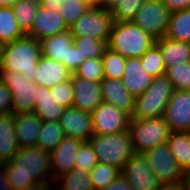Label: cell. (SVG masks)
<instances>
[{
	"label": "cell",
	"instance_id": "1",
	"mask_svg": "<svg viewBox=\"0 0 190 190\" xmlns=\"http://www.w3.org/2000/svg\"><path fill=\"white\" fill-rule=\"evenodd\" d=\"M6 177L13 190H21L36 182L54 184L51 174V154L40 147H24L4 163Z\"/></svg>",
	"mask_w": 190,
	"mask_h": 190
},
{
	"label": "cell",
	"instance_id": "2",
	"mask_svg": "<svg viewBox=\"0 0 190 190\" xmlns=\"http://www.w3.org/2000/svg\"><path fill=\"white\" fill-rule=\"evenodd\" d=\"M155 41L154 37L133 21L113 22L107 48L126 59L140 58L155 44Z\"/></svg>",
	"mask_w": 190,
	"mask_h": 190
},
{
	"label": "cell",
	"instance_id": "3",
	"mask_svg": "<svg viewBox=\"0 0 190 190\" xmlns=\"http://www.w3.org/2000/svg\"><path fill=\"white\" fill-rule=\"evenodd\" d=\"M40 56V41L25 35L5 44L0 70L23 73L28 80L34 81Z\"/></svg>",
	"mask_w": 190,
	"mask_h": 190
},
{
	"label": "cell",
	"instance_id": "4",
	"mask_svg": "<svg viewBox=\"0 0 190 190\" xmlns=\"http://www.w3.org/2000/svg\"><path fill=\"white\" fill-rule=\"evenodd\" d=\"M89 142L100 163L115 166L120 170L135 153L128 130L111 135L93 134Z\"/></svg>",
	"mask_w": 190,
	"mask_h": 190
},
{
	"label": "cell",
	"instance_id": "5",
	"mask_svg": "<svg viewBox=\"0 0 190 190\" xmlns=\"http://www.w3.org/2000/svg\"><path fill=\"white\" fill-rule=\"evenodd\" d=\"M174 88L166 75L152 79L146 91L136 97L131 120L162 116Z\"/></svg>",
	"mask_w": 190,
	"mask_h": 190
},
{
	"label": "cell",
	"instance_id": "6",
	"mask_svg": "<svg viewBox=\"0 0 190 190\" xmlns=\"http://www.w3.org/2000/svg\"><path fill=\"white\" fill-rule=\"evenodd\" d=\"M128 131L134 152L142 154L151 148L167 143L171 133L163 115L130 120Z\"/></svg>",
	"mask_w": 190,
	"mask_h": 190
},
{
	"label": "cell",
	"instance_id": "7",
	"mask_svg": "<svg viewBox=\"0 0 190 190\" xmlns=\"http://www.w3.org/2000/svg\"><path fill=\"white\" fill-rule=\"evenodd\" d=\"M0 80L12 93V114L34 111L38 95V85L34 81L28 80L23 73L9 70H0Z\"/></svg>",
	"mask_w": 190,
	"mask_h": 190
},
{
	"label": "cell",
	"instance_id": "8",
	"mask_svg": "<svg viewBox=\"0 0 190 190\" xmlns=\"http://www.w3.org/2000/svg\"><path fill=\"white\" fill-rule=\"evenodd\" d=\"M112 24L111 11L94 6L75 21L69 31L73 38L88 36L108 43Z\"/></svg>",
	"mask_w": 190,
	"mask_h": 190
},
{
	"label": "cell",
	"instance_id": "9",
	"mask_svg": "<svg viewBox=\"0 0 190 190\" xmlns=\"http://www.w3.org/2000/svg\"><path fill=\"white\" fill-rule=\"evenodd\" d=\"M143 155L162 185H174L184 181V171L173 157L167 143L151 148Z\"/></svg>",
	"mask_w": 190,
	"mask_h": 190
},
{
	"label": "cell",
	"instance_id": "10",
	"mask_svg": "<svg viewBox=\"0 0 190 190\" xmlns=\"http://www.w3.org/2000/svg\"><path fill=\"white\" fill-rule=\"evenodd\" d=\"M170 12L161 0H146L133 22L156 40L165 36Z\"/></svg>",
	"mask_w": 190,
	"mask_h": 190
},
{
	"label": "cell",
	"instance_id": "11",
	"mask_svg": "<svg viewBox=\"0 0 190 190\" xmlns=\"http://www.w3.org/2000/svg\"><path fill=\"white\" fill-rule=\"evenodd\" d=\"M93 134L111 135L127 131L131 117L112 104L101 102L91 113Z\"/></svg>",
	"mask_w": 190,
	"mask_h": 190
},
{
	"label": "cell",
	"instance_id": "12",
	"mask_svg": "<svg viewBox=\"0 0 190 190\" xmlns=\"http://www.w3.org/2000/svg\"><path fill=\"white\" fill-rule=\"evenodd\" d=\"M121 175L134 190H159L162 186L142 153L132 155L123 165Z\"/></svg>",
	"mask_w": 190,
	"mask_h": 190
},
{
	"label": "cell",
	"instance_id": "13",
	"mask_svg": "<svg viewBox=\"0 0 190 190\" xmlns=\"http://www.w3.org/2000/svg\"><path fill=\"white\" fill-rule=\"evenodd\" d=\"M163 117L170 132H190V90H174Z\"/></svg>",
	"mask_w": 190,
	"mask_h": 190
},
{
	"label": "cell",
	"instance_id": "14",
	"mask_svg": "<svg viewBox=\"0 0 190 190\" xmlns=\"http://www.w3.org/2000/svg\"><path fill=\"white\" fill-rule=\"evenodd\" d=\"M82 143L83 141L80 139L64 136L61 142L50 153L53 180L75 168L77 154Z\"/></svg>",
	"mask_w": 190,
	"mask_h": 190
},
{
	"label": "cell",
	"instance_id": "15",
	"mask_svg": "<svg viewBox=\"0 0 190 190\" xmlns=\"http://www.w3.org/2000/svg\"><path fill=\"white\" fill-rule=\"evenodd\" d=\"M67 30L69 28L58 10H48L40 5L31 31L27 35L37 41H42L47 37L66 32Z\"/></svg>",
	"mask_w": 190,
	"mask_h": 190
},
{
	"label": "cell",
	"instance_id": "16",
	"mask_svg": "<svg viewBox=\"0 0 190 190\" xmlns=\"http://www.w3.org/2000/svg\"><path fill=\"white\" fill-rule=\"evenodd\" d=\"M73 87V108L92 113L93 110L103 101L100 82L84 80L71 75Z\"/></svg>",
	"mask_w": 190,
	"mask_h": 190
},
{
	"label": "cell",
	"instance_id": "17",
	"mask_svg": "<svg viewBox=\"0 0 190 190\" xmlns=\"http://www.w3.org/2000/svg\"><path fill=\"white\" fill-rule=\"evenodd\" d=\"M65 136L80 139L83 142L89 141L93 135L91 113L70 107L65 108L59 120Z\"/></svg>",
	"mask_w": 190,
	"mask_h": 190
},
{
	"label": "cell",
	"instance_id": "18",
	"mask_svg": "<svg viewBox=\"0 0 190 190\" xmlns=\"http://www.w3.org/2000/svg\"><path fill=\"white\" fill-rule=\"evenodd\" d=\"M100 85L103 102L114 105L131 117L136 98L124 86L122 79H109L104 77Z\"/></svg>",
	"mask_w": 190,
	"mask_h": 190
},
{
	"label": "cell",
	"instance_id": "19",
	"mask_svg": "<svg viewBox=\"0 0 190 190\" xmlns=\"http://www.w3.org/2000/svg\"><path fill=\"white\" fill-rule=\"evenodd\" d=\"M34 82L38 86L52 88L71 78L72 73L60 62L40 56L34 73Z\"/></svg>",
	"mask_w": 190,
	"mask_h": 190
},
{
	"label": "cell",
	"instance_id": "20",
	"mask_svg": "<svg viewBox=\"0 0 190 190\" xmlns=\"http://www.w3.org/2000/svg\"><path fill=\"white\" fill-rule=\"evenodd\" d=\"M14 125L16 141L20 148L37 146L42 120L36 113L16 114Z\"/></svg>",
	"mask_w": 190,
	"mask_h": 190
},
{
	"label": "cell",
	"instance_id": "21",
	"mask_svg": "<svg viewBox=\"0 0 190 190\" xmlns=\"http://www.w3.org/2000/svg\"><path fill=\"white\" fill-rule=\"evenodd\" d=\"M153 77L147 73L140 58H128L122 78L124 86L136 98L150 86Z\"/></svg>",
	"mask_w": 190,
	"mask_h": 190
},
{
	"label": "cell",
	"instance_id": "22",
	"mask_svg": "<svg viewBox=\"0 0 190 190\" xmlns=\"http://www.w3.org/2000/svg\"><path fill=\"white\" fill-rule=\"evenodd\" d=\"M74 44L69 30L40 41L41 55L62 63L68 69L69 48Z\"/></svg>",
	"mask_w": 190,
	"mask_h": 190
},
{
	"label": "cell",
	"instance_id": "23",
	"mask_svg": "<svg viewBox=\"0 0 190 190\" xmlns=\"http://www.w3.org/2000/svg\"><path fill=\"white\" fill-rule=\"evenodd\" d=\"M14 121L12 113L0 115V163L8 162L19 151Z\"/></svg>",
	"mask_w": 190,
	"mask_h": 190
},
{
	"label": "cell",
	"instance_id": "24",
	"mask_svg": "<svg viewBox=\"0 0 190 190\" xmlns=\"http://www.w3.org/2000/svg\"><path fill=\"white\" fill-rule=\"evenodd\" d=\"M155 44L161 51L166 68L190 61V43L188 42L176 41L164 36L157 39Z\"/></svg>",
	"mask_w": 190,
	"mask_h": 190
},
{
	"label": "cell",
	"instance_id": "25",
	"mask_svg": "<svg viewBox=\"0 0 190 190\" xmlns=\"http://www.w3.org/2000/svg\"><path fill=\"white\" fill-rule=\"evenodd\" d=\"M64 107L58 105L53 98V89L38 86V95L35 100L34 113L40 117L42 122L57 121L64 112Z\"/></svg>",
	"mask_w": 190,
	"mask_h": 190
},
{
	"label": "cell",
	"instance_id": "26",
	"mask_svg": "<svg viewBox=\"0 0 190 190\" xmlns=\"http://www.w3.org/2000/svg\"><path fill=\"white\" fill-rule=\"evenodd\" d=\"M165 37L190 43V8L170 13Z\"/></svg>",
	"mask_w": 190,
	"mask_h": 190
},
{
	"label": "cell",
	"instance_id": "27",
	"mask_svg": "<svg viewBox=\"0 0 190 190\" xmlns=\"http://www.w3.org/2000/svg\"><path fill=\"white\" fill-rule=\"evenodd\" d=\"M167 144L170 152L185 172L190 168V132H171Z\"/></svg>",
	"mask_w": 190,
	"mask_h": 190
},
{
	"label": "cell",
	"instance_id": "28",
	"mask_svg": "<svg viewBox=\"0 0 190 190\" xmlns=\"http://www.w3.org/2000/svg\"><path fill=\"white\" fill-rule=\"evenodd\" d=\"M53 190H93L90 172L74 168L54 180Z\"/></svg>",
	"mask_w": 190,
	"mask_h": 190
},
{
	"label": "cell",
	"instance_id": "29",
	"mask_svg": "<svg viewBox=\"0 0 190 190\" xmlns=\"http://www.w3.org/2000/svg\"><path fill=\"white\" fill-rule=\"evenodd\" d=\"M26 34L21 30L11 7H0V41L13 42Z\"/></svg>",
	"mask_w": 190,
	"mask_h": 190
},
{
	"label": "cell",
	"instance_id": "30",
	"mask_svg": "<svg viewBox=\"0 0 190 190\" xmlns=\"http://www.w3.org/2000/svg\"><path fill=\"white\" fill-rule=\"evenodd\" d=\"M65 136L63 128L57 121L42 122L37 137V147L51 153Z\"/></svg>",
	"mask_w": 190,
	"mask_h": 190
},
{
	"label": "cell",
	"instance_id": "31",
	"mask_svg": "<svg viewBox=\"0 0 190 190\" xmlns=\"http://www.w3.org/2000/svg\"><path fill=\"white\" fill-rule=\"evenodd\" d=\"M39 6V0H17L11 6L19 27L26 35L31 31Z\"/></svg>",
	"mask_w": 190,
	"mask_h": 190
},
{
	"label": "cell",
	"instance_id": "32",
	"mask_svg": "<svg viewBox=\"0 0 190 190\" xmlns=\"http://www.w3.org/2000/svg\"><path fill=\"white\" fill-rule=\"evenodd\" d=\"M104 77L109 79H122L127 59L109 48L104 50L103 56Z\"/></svg>",
	"mask_w": 190,
	"mask_h": 190
},
{
	"label": "cell",
	"instance_id": "33",
	"mask_svg": "<svg viewBox=\"0 0 190 190\" xmlns=\"http://www.w3.org/2000/svg\"><path fill=\"white\" fill-rule=\"evenodd\" d=\"M120 174L121 170L119 168L98 162V164L90 171L93 190H103Z\"/></svg>",
	"mask_w": 190,
	"mask_h": 190
},
{
	"label": "cell",
	"instance_id": "34",
	"mask_svg": "<svg viewBox=\"0 0 190 190\" xmlns=\"http://www.w3.org/2000/svg\"><path fill=\"white\" fill-rule=\"evenodd\" d=\"M141 64L144 69L153 78L163 76L166 73V67L159 47L154 44L141 57Z\"/></svg>",
	"mask_w": 190,
	"mask_h": 190
},
{
	"label": "cell",
	"instance_id": "35",
	"mask_svg": "<svg viewBox=\"0 0 190 190\" xmlns=\"http://www.w3.org/2000/svg\"><path fill=\"white\" fill-rule=\"evenodd\" d=\"M165 75L174 90H190V61L167 67Z\"/></svg>",
	"mask_w": 190,
	"mask_h": 190
},
{
	"label": "cell",
	"instance_id": "36",
	"mask_svg": "<svg viewBox=\"0 0 190 190\" xmlns=\"http://www.w3.org/2000/svg\"><path fill=\"white\" fill-rule=\"evenodd\" d=\"M74 45L80 51L82 59L102 58L107 43L88 36L73 38Z\"/></svg>",
	"mask_w": 190,
	"mask_h": 190
},
{
	"label": "cell",
	"instance_id": "37",
	"mask_svg": "<svg viewBox=\"0 0 190 190\" xmlns=\"http://www.w3.org/2000/svg\"><path fill=\"white\" fill-rule=\"evenodd\" d=\"M146 0H119L110 10L113 22L133 21L136 13Z\"/></svg>",
	"mask_w": 190,
	"mask_h": 190
},
{
	"label": "cell",
	"instance_id": "38",
	"mask_svg": "<svg viewBox=\"0 0 190 190\" xmlns=\"http://www.w3.org/2000/svg\"><path fill=\"white\" fill-rule=\"evenodd\" d=\"M92 6L83 0H62L60 14L69 28Z\"/></svg>",
	"mask_w": 190,
	"mask_h": 190
},
{
	"label": "cell",
	"instance_id": "39",
	"mask_svg": "<svg viewBox=\"0 0 190 190\" xmlns=\"http://www.w3.org/2000/svg\"><path fill=\"white\" fill-rule=\"evenodd\" d=\"M73 74L84 80L101 82L104 78L102 58H89L84 60Z\"/></svg>",
	"mask_w": 190,
	"mask_h": 190
},
{
	"label": "cell",
	"instance_id": "40",
	"mask_svg": "<svg viewBox=\"0 0 190 190\" xmlns=\"http://www.w3.org/2000/svg\"><path fill=\"white\" fill-rule=\"evenodd\" d=\"M98 157L96 156L93 146L89 141L83 142L80 145L76 162L75 169H81L90 172L97 164Z\"/></svg>",
	"mask_w": 190,
	"mask_h": 190
},
{
	"label": "cell",
	"instance_id": "41",
	"mask_svg": "<svg viewBox=\"0 0 190 190\" xmlns=\"http://www.w3.org/2000/svg\"><path fill=\"white\" fill-rule=\"evenodd\" d=\"M53 98L56 103L64 108H70L73 105V87L71 84V78L56 84L52 87Z\"/></svg>",
	"mask_w": 190,
	"mask_h": 190
},
{
	"label": "cell",
	"instance_id": "42",
	"mask_svg": "<svg viewBox=\"0 0 190 190\" xmlns=\"http://www.w3.org/2000/svg\"><path fill=\"white\" fill-rule=\"evenodd\" d=\"M12 93L0 80V115L11 113Z\"/></svg>",
	"mask_w": 190,
	"mask_h": 190
},
{
	"label": "cell",
	"instance_id": "43",
	"mask_svg": "<svg viewBox=\"0 0 190 190\" xmlns=\"http://www.w3.org/2000/svg\"><path fill=\"white\" fill-rule=\"evenodd\" d=\"M84 60L86 59H82L80 51L73 44L69 48L68 70L73 74Z\"/></svg>",
	"mask_w": 190,
	"mask_h": 190
},
{
	"label": "cell",
	"instance_id": "44",
	"mask_svg": "<svg viewBox=\"0 0 190 190\" xmlns=\"http://www.w3.org/2000/svg\"><path fill=\"white\" fill-rule=\"evenodd\" d=\"M170 13L190 8V0H161Z\"/></svg>",
	"mask_w": 190,
	"mask_h": 190
},
{
	"label": "cell",
	"instance_id": "45",
	"mask_svg": "<svg viewBox=\"0 0 190 190\" xmlns=\"http://www.w3.org/2000/svg\"><path fill=\"white\" fill-rule=\"evenodd\" d=\"M103 190H134L128 181L120 174L113 182H111Z\"/></svg>",
	"mask_w": 190,
	"mask_h": 190
},
{
	"label": "cell",
	"instance_id": "46",
	"mask_svg": "<svg viewBox=\"0 0 190 190\" xmlns=\"http://www.w3.org/2000/svg\"><path fill=\"white\" fill-rule=\"evenodd\" d=\"M0 190H13L6 177V166L4 163H0Z\"/></svg>",
	"mask_w": 190,
	"mask_h": 190
},
{
	"label": "cell",
	"instance_id": "47",
	"mask_svg": "<svg viewBox=\"0 0 190 190\" xmlns=\"http://www.w3.org/2000/svg\"><path fill=\"white\" fill-rule=\"evenodd\" d=\"M39 3L45 9L60 11L62 0H39Z\"/></svg>",
	"mask_w": 190,
	"mask_h": 190
},
{
	"label": "cell",
	"instance_id": "48",
	"mask_svg": "<svg viewBox=\"0 0 190 190\" xmlns=\"http://www.w3.org/2000/svg\"><path fill=\"white\" fill-rule=\"evenodd\" d=\"M21 190H53V185L48 182H43V183L36 182Z\"/></svg>",
	"mask_w": 190,
	"mask_h": 190
},
{
	"label": "cell",
	"instance_id": "49",
	"mask_svg": "<svg viewBox=\"0 0 190 190\" xmlns=\"http://www.w3.org/2000/svg\"><path fill=\"white\" fill-rule=\"evenodd\" d=\"M119 0H101L96 6L111 10Z\"/></svg>",
	"mask_w": 190,
	"mask_h": 190
},
{
	"label": "cell",
	"instance_id": "50",
	"mask_svg": "<svg viewBox=\"0 0 190 190\" xmlns=\"http://www.w3.org/2000/svg\"><path fill=\"white\" fill-rule=\"evenodd\" d=\"M159 190H187L183 182L174 185H162Z\"/></svg>",
	"mask_w": 190,
	"mask_h": 190
},
{
	"label": "cell",
	"instance_id": "51",
	"mask_svg": "<svg viewBox=\"0 0 190 190\" xmlns=\"http://www.w3.org/2000/svg\"><path fill=\"white\" fill-rule=\"evenodd\" d=\"M183 184L187 190H190V168L184 172Z\"/></svg>",
	"mask_w": 190,
	"mask_h": 190
},
{
	"label": "cell",
	"instance_id": "52",
	"mask_svg": "<svg viewBox=\"0 0 190 190\" xmlns=\"http://www.w3.org/2000/svg\"><path fill=\"white\" fill-rule=\"evenodd\" d=\"M17 0H0V7L1 6H6V7H11L14 5V3L16 2Z\"/></svg>",
	"mask_w": 190,
	"mask_h": 190
},
{
	"label": "cell",
	"instance_id": "53",
	"mask_svg": "<svg viewBox=\"0 0 190 190\" xmlns=\"http://www.w3.org/2000/svg\"><path fill=\"white\" fill-rule=\"evenodd\" d=\"M5 43L0 41V64L2 63L3 51H4Z\"/></svg>",
	"mask_w": 190,
	"mask_h": 190
},
{
	"label": "cell",
	"instance_id": "54",
	"mask_svg": "<svg viewBox=\"0 0 190 190\" xmlns=\"http://www.w3.org/2000/svg\"><path fill=\"white\" fill-rule=\"evenodd\" d=\"M84 2L90 4L92 7L96 6L101 0H83Z\"/></svg>",
	"mask_w": 190,
	"mask_h": 190
}]
</instances>
